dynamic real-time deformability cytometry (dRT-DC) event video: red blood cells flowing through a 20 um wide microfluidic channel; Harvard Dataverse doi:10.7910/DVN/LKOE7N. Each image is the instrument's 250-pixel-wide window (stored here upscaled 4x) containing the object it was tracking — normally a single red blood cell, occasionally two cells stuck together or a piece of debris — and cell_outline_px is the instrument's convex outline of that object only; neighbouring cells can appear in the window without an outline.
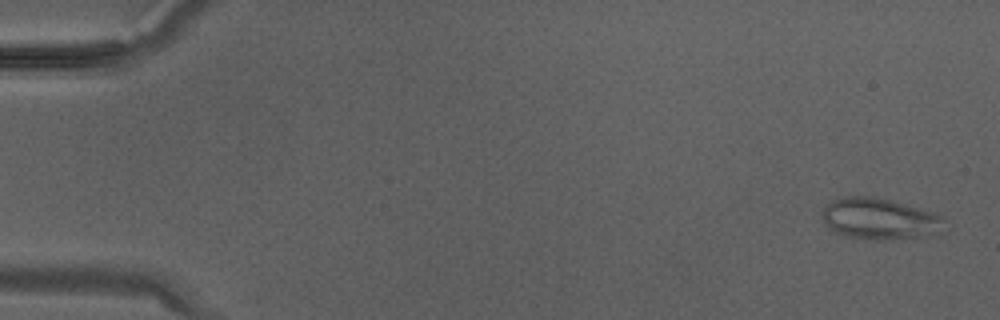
{"species": "Egyptian fruit bat (a non-hibernating species)", "species_latin": "Rousettus aegyptiacus", "temperature_condition": "warm", "stored_images_in_passage": 35, "camera_frame_rate_fps": 3000, "um_per_image_px": 0.085, "animal": {"sex": "male"}, "frame": {"image": 1, "passage_image": 2, "time_ms": 0.333, "image_size_px": [1000, 320], "cell_outline_px": [[948, 220], [928, 236], [888, 240], [868, 240], [848, 236], [836, 232], [828, 228], [824, 224], [820, 212], [824, 204], [832, 200], [848, 196], [868, 196], [892, 200], [932, 212], [944, 216]], "centroid_in_image_um": [74.69, 18.59], "position_along_channel_um": 10.3, "area_um2": 29.59}}
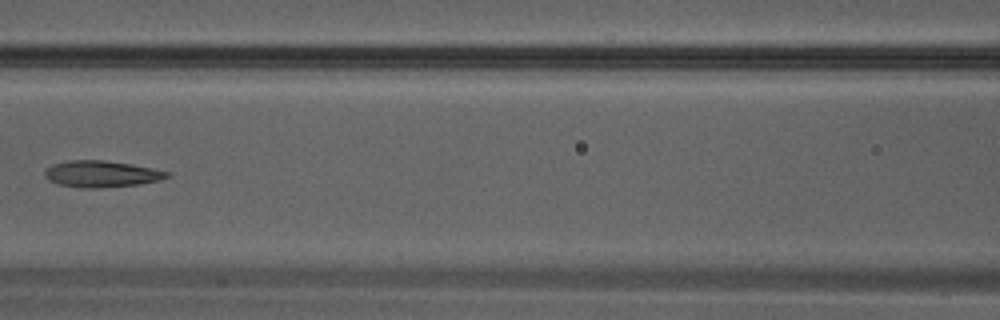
{"frame": {"image": 2, "passage_image": 17, "time_ms": 5.333, "image_size_px": [1000, 320], "cell_outline_px": [[172, 176], [160, 180], [140, 184], [100, 188], [80, 188], [60, 184], [48, 180], [44, 176], [44, 172], [52, 164], [68, 160], [104, 160], [132, 164], [172, 172]], "centroid_in_image_um": [8.66, 14.78], "position_along_channel_um": 157.9, "area_um2": 19.07}}
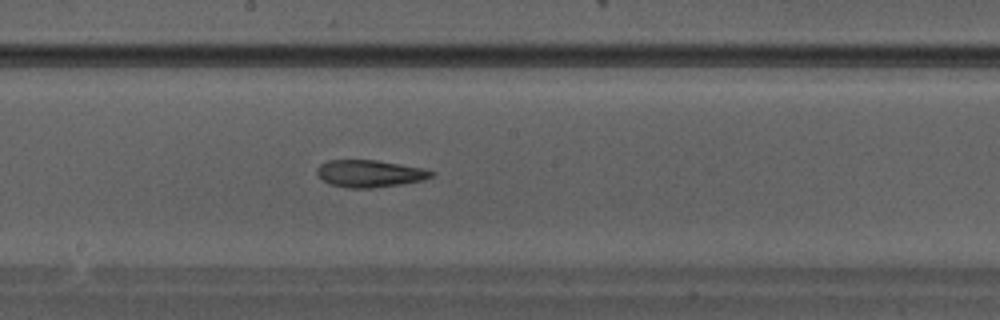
{"frame": {"image": 3, "passage_image": 20, "time_ms": 6.333, "image_size_px": [1000, 320], "cell_outline_px": [[436, 172], [432, 176], [424, 180], [400, 184], [372, 188], [348, 188], [332, 184], [320, 180], [316, 172], [316, 168], [320, 164], [328, 160], [376, 160], [424, 168]], "centroid_in_image_um": [31.41, 14.75], "position_along_channel_um": 216.8, "area_um2": 18.21}}